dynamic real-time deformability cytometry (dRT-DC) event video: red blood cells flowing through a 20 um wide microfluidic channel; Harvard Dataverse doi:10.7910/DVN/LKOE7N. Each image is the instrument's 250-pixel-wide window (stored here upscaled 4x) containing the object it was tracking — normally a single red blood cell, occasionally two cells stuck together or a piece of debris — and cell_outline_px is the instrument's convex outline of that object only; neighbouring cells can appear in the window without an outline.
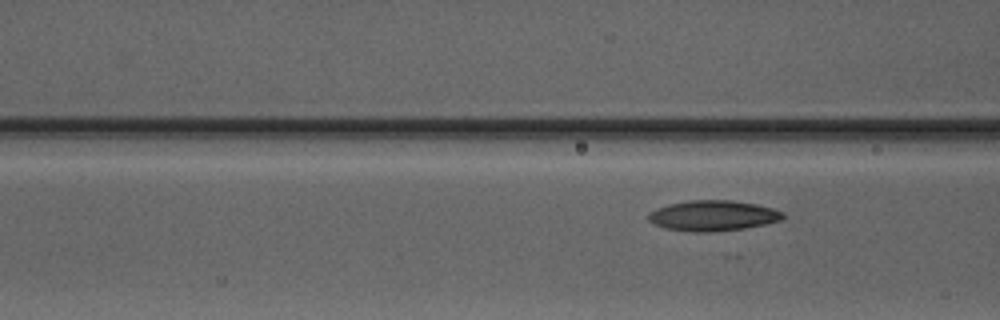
{"species": "Egyptian fruit bat (a non-hibernating species)", "species_latin": "Rousettus aegyptiacus", "temperature_condition": "warm", "stored_images_in_passage": 7, "camera_frame_rate_fps": 3000, "um_per_image_px": 0.085, "animal": {"sex": "male"}, "frame": {"image": 1, "passage_image": 7, "time_ms": 8.333, "image_size_px": [1000, 320], "cell_outline_px": [[784, 216], [780, 220], [764, 224], [744, 228], [712, 232], [692, 232], [664, 228], [652, 224], [648, 220], [648, 212], [656, 208], [668, 204], [692, 200], [732, 200], [756, 204], [772, 208], [784, 212]], "centroid_in_image_um": [60.55, 18.33], "position_along_channel_um": 106.0, "area_um2": 23.99}}